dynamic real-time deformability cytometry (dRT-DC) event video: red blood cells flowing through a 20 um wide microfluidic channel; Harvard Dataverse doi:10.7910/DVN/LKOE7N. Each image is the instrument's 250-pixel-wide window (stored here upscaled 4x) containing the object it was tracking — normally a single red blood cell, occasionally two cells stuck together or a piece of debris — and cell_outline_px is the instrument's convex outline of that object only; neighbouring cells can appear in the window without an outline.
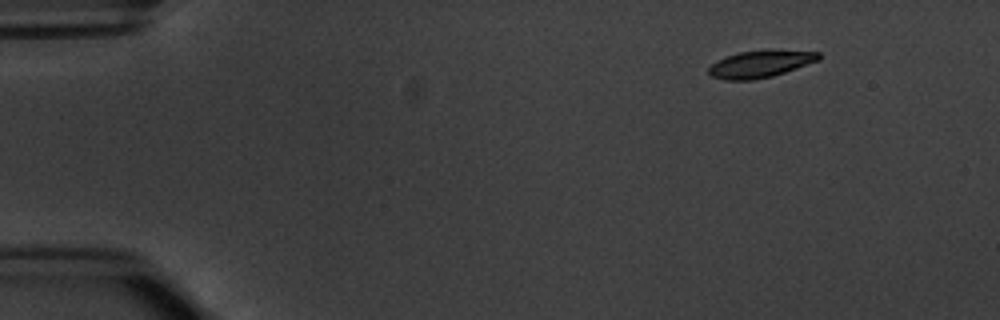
{"species": "common noctule bat (a hibernating species)", "species_latin": "Nyctalus noctula", "temperature_condition": "warm", "stored_images_in_passage": 5, "segment_of_instrument_passage": [2, 2], "camera_frame_rate_fps": 3000, "um_per_image_px": 0.085, "animal": {"sex": "male", "body_mass_g": 20.1, "forearm_length_mm": 53.5}, "frame": {"image": 1, "passage_image": 5, "time_ms": 4.667, "image_size_px": [1000, 320], "cell_outline_px": [[820, 60], [772, 76], [752, 80], [724, 80], [712, 76], [708, 72], [708, 68], [716, 60], [740, 52], [820, 52]], "centroid_in_image_um": [64.56, 5.49], "position_along_channel_um": 20.4, "area_um2": 16.47}}